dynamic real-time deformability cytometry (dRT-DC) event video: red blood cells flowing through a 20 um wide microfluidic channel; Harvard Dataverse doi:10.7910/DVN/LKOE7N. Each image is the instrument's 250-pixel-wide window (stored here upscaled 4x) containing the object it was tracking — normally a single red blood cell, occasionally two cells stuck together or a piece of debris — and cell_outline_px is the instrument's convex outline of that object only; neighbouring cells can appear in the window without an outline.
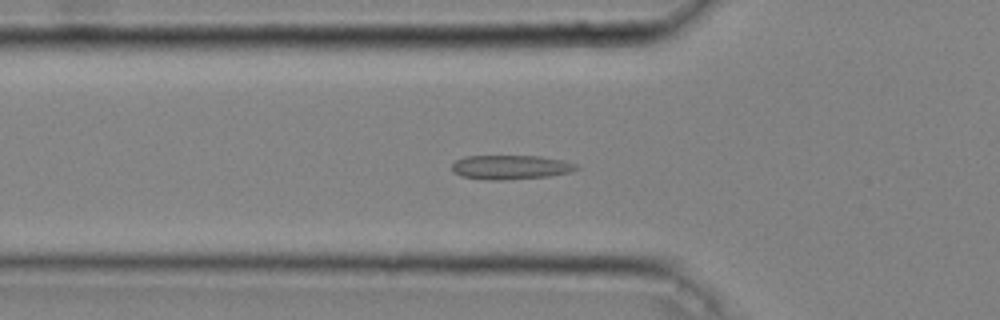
{"species": "common noctule bat (a hibernating species)", "species_latin": "Nyctalus noctula", "temperature_condition": "cold", "stored_images_in_passage": 48, "camera_frame_rate_fps": 3000, "um_per_image_px": 0.085, "animal": {"sex": "male", "body_mass_g": 20.4}, "frame": {"image": 1, "passage_image": 16, "time_ms": 5.0, "image_size_px": [1000, 320], "cell_outline_px": [[580, 168], [572, 172], [548, 176], [504, 180], [484, 180], [460, 176], [452, 172], [452, 164], [456, 160], [464, 156], [540, 156], [564, 160], [576, 164]], "centroid_in_image_um": [43.39, 14.21], "position_along_channel_um": 82.4, "area_um2": 17.8}}
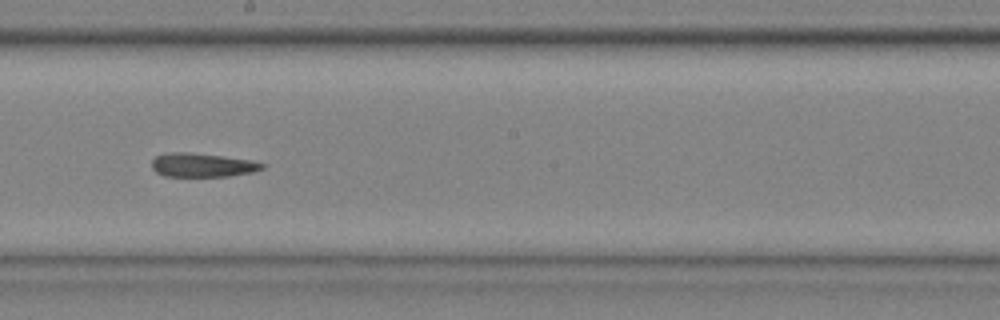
{"frame": {"image": 2, "passage_image": 27, "time_ms": 8.667, "image_size_px": [1000, 320], "cell_outline_px": [[268, 164], [264, 168], [252, 172], [228, 176], [164, 176], [156, 172], [152, 168], [152, 160], [156, 156], [172, 152], [188, 152], [252, 160]], "centroid_in_image_um": [17.22, 14.03], "position_along_channel_um": 231.0, "area_um2": 15.26}}
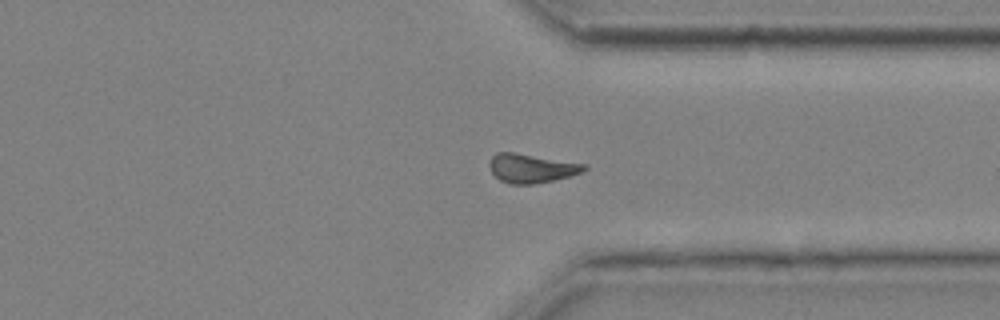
{"frame": {"image": 3, "passage_image": 37, "time_ms": 12.0, "image_size_px": [1000, 320], "cell_outline_px": [[588, 168], [580, 172], [568, 176], [552, 180], [532, 184], [508, 184], [500, 180], [492, 172], [488, 164], [492, 156], [496, 152], [512, 152], [588, 164]], "centroid_in_image_um": [45.15, 14.29], "position_along_channel_um": 366.3, "area_um2": 15.84}, "authors_computed_cell_mechanics": {"area_um2": 15.7505, "velocity_mm_per_s": 4.055, "shape_relaxation_time_tau1_ms": null, "shape_relaxation_time_tau2_ms": 5.1036, "deformation_change_tau1": null, "deformation_change_tau2": 0.0971}}